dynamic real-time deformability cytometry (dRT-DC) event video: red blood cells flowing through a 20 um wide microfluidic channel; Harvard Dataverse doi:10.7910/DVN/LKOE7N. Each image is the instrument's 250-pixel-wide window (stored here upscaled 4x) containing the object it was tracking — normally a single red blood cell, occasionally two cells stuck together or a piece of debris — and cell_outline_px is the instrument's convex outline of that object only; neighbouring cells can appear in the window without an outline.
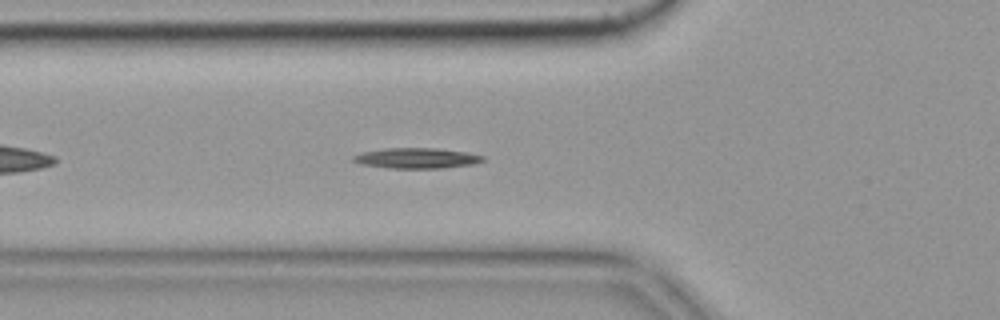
{"species": "common noctule bat (a hibernating species)", "species_latin": "Nyctalus noctula", "temperature_condition": "cold", "stored_images_in_passage": 43, "camera_frame_rate_fps": 3000, "um_per_image_px": 0.085, "animal": {"sex": "female", "body_mass_g": 19.9}, "frame": {"image": 1, "passage_image": 7, "time_ms": 2.0, "image_size_px": [1000, 320], "cell_outline_px": [[484, 160], [472, 164], [444, 168], [388, 168], [364, 164], [352, 160], [352, 156], [364, 152], [388, 148], [436, 148], [464, 152], [484, 156]], "centroid_in_image_um": [35.42, 13.44], "position_along_channel_um": 90.4, "area_um2": 15.14}}
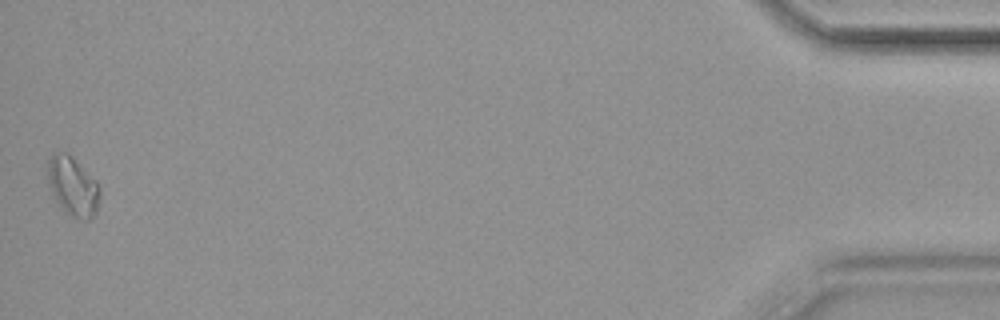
{"frame": {"image": 2, "passage_image": 43, "time_ms": 14.0, "image_size_px": [1000, 320], "cell_outline_px": [[100, 196], [96, 212], [88, 220], [84, 220], [72, 216], [56, 200], [48, 184], [48, 160], [52, 152], [68, 152], [96, 180], [100, 188]], "centroid_in_image_um": [6.2, 15.79], "position_along_channel_um": 429.0, "area_um2": 17.8}, "authors_computed_cell_mechanics": {"area_um2": 14.2766, "velocity_mm_per_s": 3.5654, "shape_relaxation_time_tau1_ms": null, "shape_relaxation_time_tau2_ms": 3.8672, "deformation_change_tau1": null, "deformation_change_tau2": 0.0886}}